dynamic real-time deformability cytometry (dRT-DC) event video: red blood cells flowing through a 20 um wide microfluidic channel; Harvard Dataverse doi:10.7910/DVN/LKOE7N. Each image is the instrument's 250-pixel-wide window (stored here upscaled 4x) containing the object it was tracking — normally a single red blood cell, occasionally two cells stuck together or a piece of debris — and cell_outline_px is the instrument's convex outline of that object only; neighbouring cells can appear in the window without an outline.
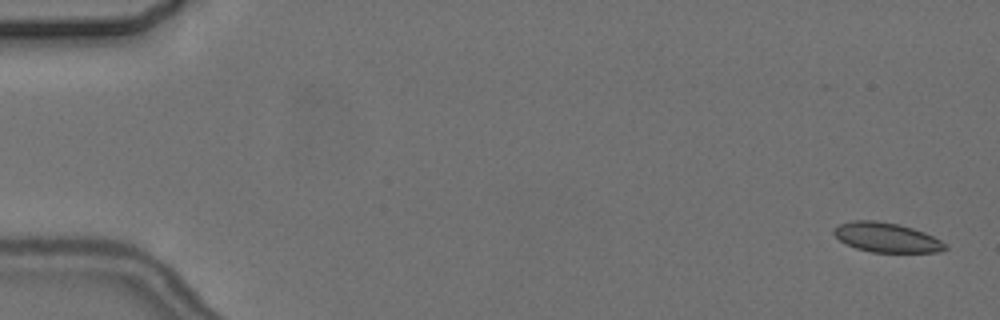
{"species": "common noctule bat (a hibernating species)", "species_latin": "Nyctalus noctula", "temperature_condition": "cold", "stored_images_in_passage": 10, "camera_frame_rate_fps": 3000, "um_per_image_px": 0.085, "animal": {"sex": "female", "body_mass_g": 24.6, "forearm_length_mm": 56.2}, "frame": {"image": 1, "passage_image": 1, "time_ms": 0.0, "image_size_px": [1000, 320], "cell_outline_px": [[948, 248], [940, 252], [872, 252], [856, 248], [840, 240], [832, 232], [832, 228], [840, 224], [852, 220], [876, 220], [896, 224], [912, 228], [924, 232], [948, 244]], "centroid_in_image_um": [75.36, 20.18], "position_along_channel_um": 9.6, "area_um2": 19.13}}
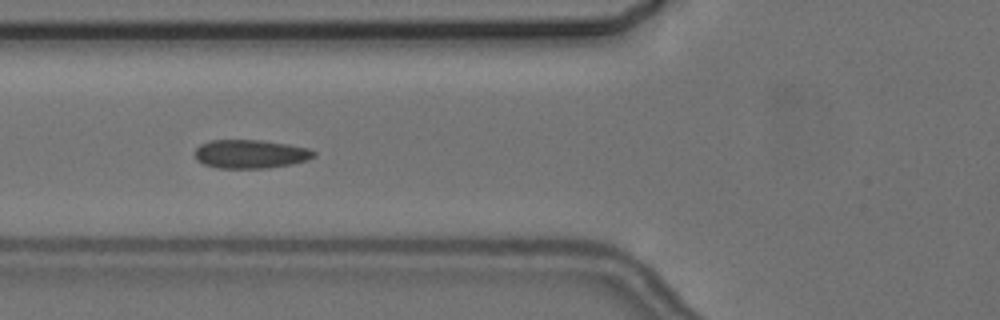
{"frame": {"image": 2, "passage_image": 6, "time_ms": 6.667, "image_size_px": [1000, 320], "cell_outline_px": [[316, 156], [308, 160], [292, 164], [268, 168], [216, 168], [204, 164], [196, 160], [196, 148], [200, 144], [212, 140], [260, 140], [288, 144], [308, 148], [316, 152]], "centroid_in_image_um": [21.31, 13.09], "position_along_channel_um": 104.5, "area_um2": 19.94}}
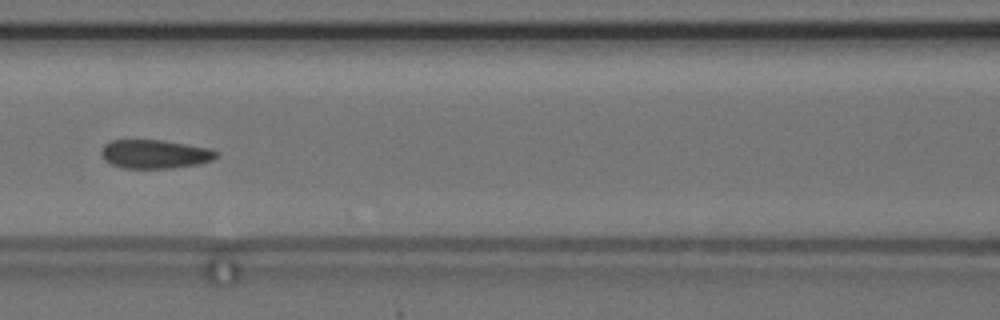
{"frame": {"image": 3, "passage_image": 7, "time_ms": 8.0, "image_size_px": [1000, 320], "cell_outline_px": [[220, 152], [212, 160], [200, 164], [172, 168], [124, 168], [112, 164], [104, 160], [100, 152], [104, 144], [112, 140], [160, 140], [208, 148]], "centroid_in_image_um": [13.15, 13.1], "position_along_channel_um": 153.5, "area_um2": 19.19}}